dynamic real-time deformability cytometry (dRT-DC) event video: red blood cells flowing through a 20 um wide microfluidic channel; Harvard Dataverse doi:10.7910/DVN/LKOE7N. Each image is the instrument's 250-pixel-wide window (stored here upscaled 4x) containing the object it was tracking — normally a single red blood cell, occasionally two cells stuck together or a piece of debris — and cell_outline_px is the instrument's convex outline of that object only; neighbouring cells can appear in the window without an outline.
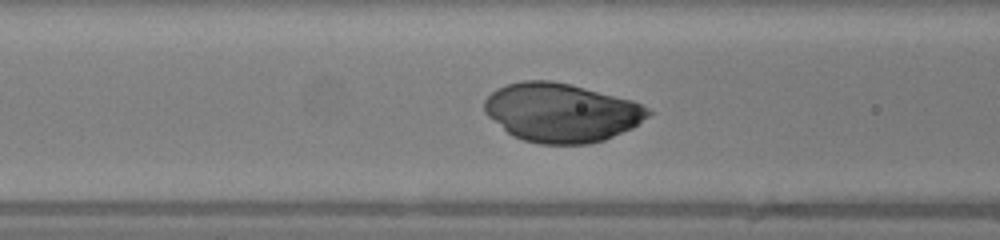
{"species": "human", "species_latin": "Homo sapiens", "temperature_condition": "warm", "stored_images_in_passage": 48, "camera_frame_rate_fps": 3000, "um_per_image_px": 0.085, "donor": {"sex": "female"}, "frame": {"image": 1, "passage_image": 18, "time_ms": 5.667, "image_size_px": [1000, 240], "cell_outline_px": [[652, 112], [648, 116], [632, 128], [604, 140], [588, 144], [540, 144], [524, 140], [512, 136], [488, 116], [484, 112], [484, 100], [492, 92], [508, 84], [524, 80], [552, 80], [572, 84], [632, 100], [648, 108]], "centroid_in_image_um": [47.71, 9.57], "position_along_channel_um": 118.9, "area_um2": 56.07}}
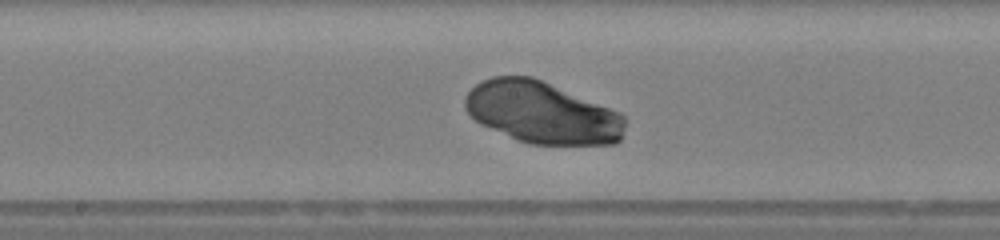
{"frame": {"image": 2, "passage_image": 24, "time_ms": 7.667, "image_size_px": [1000, 240], "cell_outline_px": [[624, 128], [620, 140], [616, 144], [528, 144], [516, 140], [480, 124], [464, 108], [464, 96], [480, 80], [492, 76], [532, 76], [620, 112], [624, 116]], "centroid_in_image_um": [46.04, 9.57], "position_along_channel_um": 202.2, "area_um2": 57.63}}
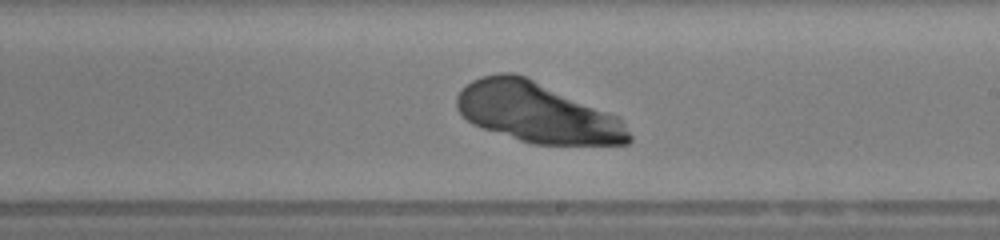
{"frame": {"image": 3, "passage_image": 27, "time_ms": 8.667, "image_size_px": [1000, 240], "cell_outline_px": [[632, 140], [628, 144], [532, 144], [472, 124], [456, 108], [456, 96], [472, 80], [480, 76], [500, 72], [512, 72], [524, 76], [620, 116], [632, 136]], "centroid_in_image_um": [45.68, 9.57], "position_along_channel_um": 243.3, "area_um2": 59.94}}